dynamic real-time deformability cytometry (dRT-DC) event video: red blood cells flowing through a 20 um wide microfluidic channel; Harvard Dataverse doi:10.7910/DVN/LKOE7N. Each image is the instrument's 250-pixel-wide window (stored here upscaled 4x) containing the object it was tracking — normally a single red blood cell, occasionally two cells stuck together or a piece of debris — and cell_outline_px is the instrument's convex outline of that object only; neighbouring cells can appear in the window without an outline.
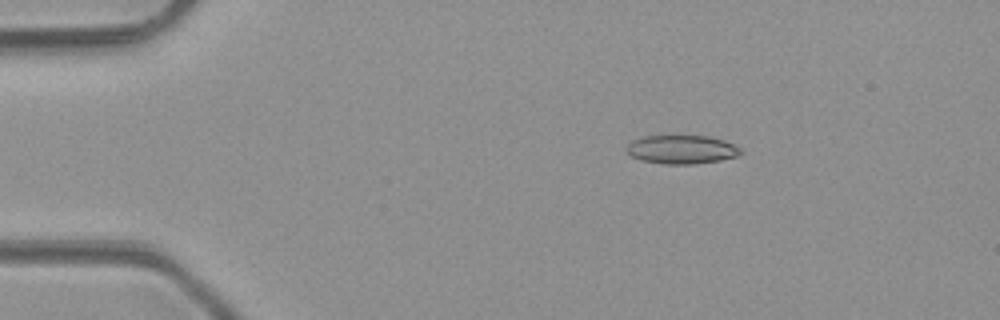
{"species": "common noctule bat (a hibernating species)", "species_latin": "Nyctalus noctula", "temperature_condition": "room temperature", "stored_images_in_passage": 4, "camera_frame_rate_fps": 3000, "um_per_image_px": 0.085, "animal": {"sex": "male", "body_mass_g": 23.1, "forearm_length_mm": 52.7}, "frame": {"image": 1, "passage_image": 2, "time_ms": 1.0, "image_size_px": [1000, 320], "cell_outline_px": [[744, 152], [736, 156], [720, 160], [692, 164], [664, 164], [640, 160], [624, 152], [624, 148], [632, 140], [644, 136], [708, 136], [724, 140], [740, 148]], "centroid_in_image_um": [57.89, 12.71], "position_along_channel_um": 27.1, "area_um2": 19.13}}